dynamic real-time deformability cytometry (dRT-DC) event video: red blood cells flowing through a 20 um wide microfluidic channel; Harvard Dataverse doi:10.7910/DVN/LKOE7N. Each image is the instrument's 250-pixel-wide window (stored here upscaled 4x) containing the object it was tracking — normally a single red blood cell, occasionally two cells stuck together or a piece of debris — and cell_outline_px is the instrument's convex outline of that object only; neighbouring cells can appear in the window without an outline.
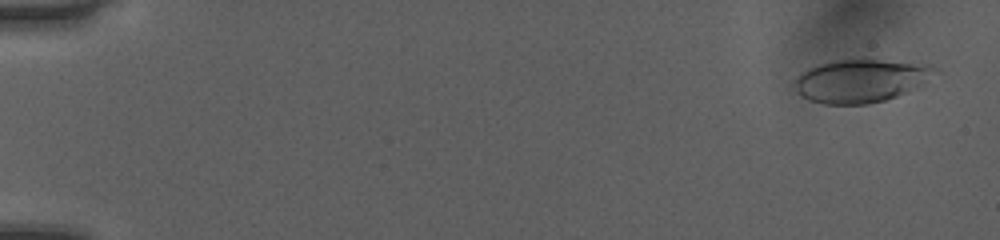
{"species": "human", "species_latin": "Homo sapiens", "temperature_condition": "room temperature", "stored_images_in_passage": 51, "camera_frame_rate_fps": 3000, "um_per_image_px": 0.085, "donor": {"sex": "female"}, "frame": {"image": 1, "passage_image": 2, "time_ms": 0.333, "image_size_px": [1000, 240], "cell_outline_px": [[940, 72], [924, 84], [896, 96], [884, 100], [868, 104], [824, 104], [808, 100], [796, 92], [792, 80], [800, 72], [816, 64], [836, 60], [876, 60], [928, 64], [940, 68]], "centroid_in_image_um": [73.16, 6.86], "position_along_channel_um": 11.8, "area_um2": 35.6}}
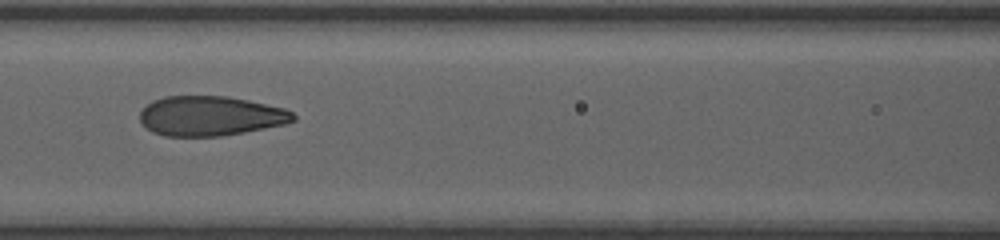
{"frame": {"image": 2, "passage_image": 24, "time_ms": 7.667, "image_size_px": [1000, 240], "cell_outline_px": [[296, 120], [284, 124], [244, 132], [220, 136], [164, 136], [152, 132], [140, 120], [140, 112], [152, 100], [164, 96], [228, 96], [248, 100], [284, 108], [292, 112], [296, 116]], "centroid_in_image_um": [17.89, 9.85], "position_along_channel_um": 148.7, "area_um2": 35.43}}
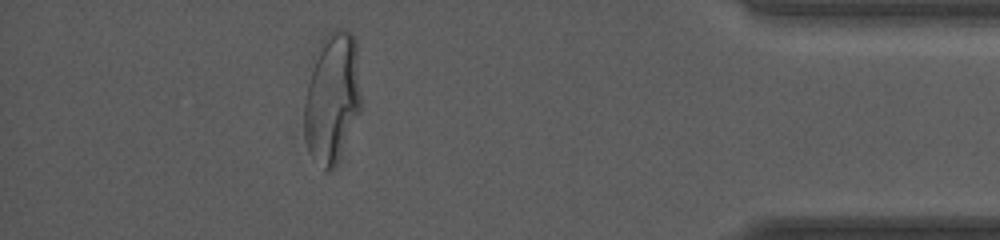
{"frame": {"image": 3, "passage_image": 46, "time_ms": 15.0, "image_size_px": [1000, 240], "cell_outline_px": [[360, 112], [336, 164], [328, 172], [324, 172], [308, 148], [304, 136], [304, 100], [308, 84], [324, 36], [328, 32], [336, 28], [348, 28], [356, 36], [360, 96]], "centroid_in_image_um": [28.26, 8.3], "position_along_channel_um": 406.9, "area_um2": 42.71}, "authors_computed_cell_mechanics": {"area_um2": 35.836, "velocity_mm_per_s": 4.0701, "shape_relaxation_time_tau1_ms": 4.7054, "shape_relaxation_time_tau2_ms": null, "deformation_change_tau1": 0.2087, "deformation_change_tau2": null}}